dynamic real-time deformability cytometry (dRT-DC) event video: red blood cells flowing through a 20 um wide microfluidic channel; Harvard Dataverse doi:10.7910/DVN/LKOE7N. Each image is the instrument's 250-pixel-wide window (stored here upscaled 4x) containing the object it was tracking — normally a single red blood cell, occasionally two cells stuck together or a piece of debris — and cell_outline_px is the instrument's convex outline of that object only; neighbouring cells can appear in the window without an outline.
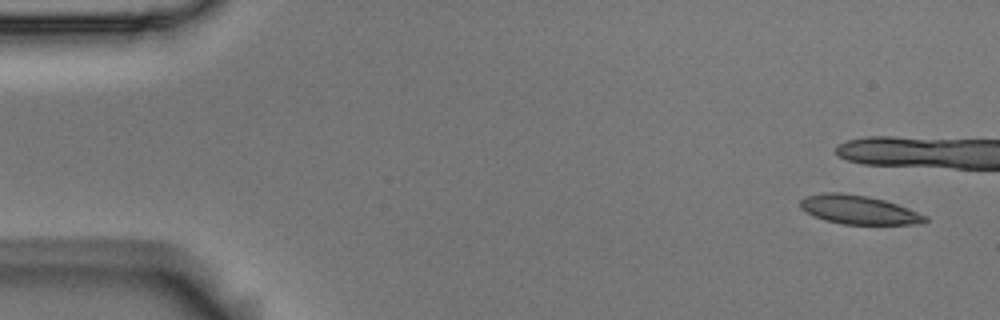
{"species": "Egyptian fruit bat (a non-hibernating species)", "species_latin": "Rousettus aegyptiacus", "temperature_condition": "room temperature", "stored_images_in_passage": 3, "camera_frame_rate_fps": 3000, "um_per_image_px": 0.085, "animal": {"sex": "male"}, "frame": {"image": 1, "passage_image": 1, "time_ms": 0.0, "image_size_px": [1000, 320], "cell_outline_px": [[928, 220], [924, 224], [840, 224], [824, 220], [812, 216], [800, 208], [800, 200], [804, 196], [824, 192], [840, 192], [868, 196], [884, 200], [896, 204], [928, 216]], "centroid_in_image_um": [72.95, 17.83], "position_along_channel_um": 12.0, "area_um2": 21.15}}